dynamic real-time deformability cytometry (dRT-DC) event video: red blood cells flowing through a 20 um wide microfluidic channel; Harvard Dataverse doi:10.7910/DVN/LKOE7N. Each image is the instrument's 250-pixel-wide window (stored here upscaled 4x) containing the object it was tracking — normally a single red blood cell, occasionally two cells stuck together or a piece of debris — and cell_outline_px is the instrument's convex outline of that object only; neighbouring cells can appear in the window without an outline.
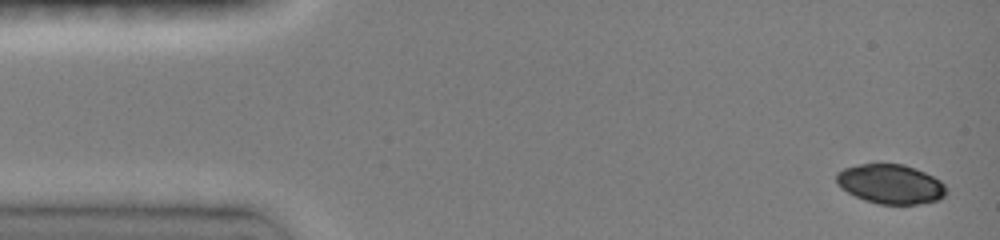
{"species": "common noctule bat (a hibernating species)", "species_latin": "Nyctalus noctula", "temperature_condition": "room temperature", "stored_images_in_passage": 33, "camera_frame_rate_fps": 3000, "um_per_image_px": 0.085, "animal": {"sex": "female", "body_mass_g": 19.0, "forearm_length_mm": 51.5}, "frame": {"image": 1, "passage_image": 1, "time_ms": 0.0, "image_size_px": [1000, 240], "cell_outline_px": [[944, 196], [940, 200], [916, 204], [880, 204], [864, 200], [840, 188], [836, 184], [836, 172], [844, 168], [860, 164], [904, 164], [924, 172], [940, 180], [944, 184]], "centroid_in_image_um": [75.66, 15.64], "position_along_channel_um": 9.3, "area_um2": 25.14}}
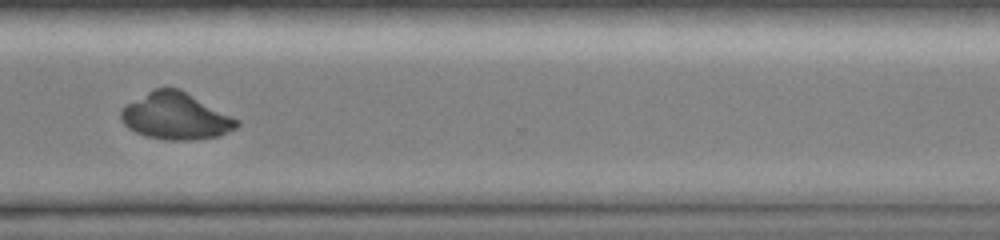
{"frame": {"image": 2, "passage_image": 24, "time_ms": 11.333, "image_size_px": [1000, 240], "cell_outline_px": [[240, 124], [236, 128], [220, 136], [192, 140], [168, 140], [144, 136], [128, 128], [120, 120], [120, 108], [124, 104], [152, 88], [180, 88], [240, 120]], "centroid_in_image_um": [14.9, 9.86], "position_along_channel_um": 355.7, "area_um2": 32.08}}
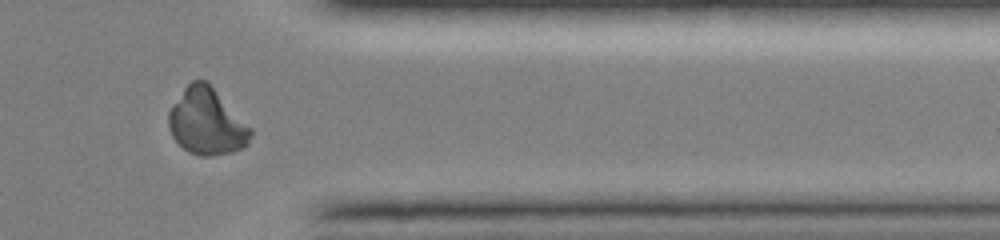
{"frame": {"image": 3, "passage_image": 27, "time_ms": 12.333, "image_size_px": [1000, 240], "cell_outline_px": [[252, 132], [248, 144], [232, 152], [212, 156], [200, 156], [188, 152], [172, 136], [168, 128], [168, 112], [172, 104], [184, 88], [192, 80], [208, 80], [252, 128]], "centroid_in_image_um": [17.57, 10.33], "position_along_channel_um": 393.8, "area_um2": 32.08}}